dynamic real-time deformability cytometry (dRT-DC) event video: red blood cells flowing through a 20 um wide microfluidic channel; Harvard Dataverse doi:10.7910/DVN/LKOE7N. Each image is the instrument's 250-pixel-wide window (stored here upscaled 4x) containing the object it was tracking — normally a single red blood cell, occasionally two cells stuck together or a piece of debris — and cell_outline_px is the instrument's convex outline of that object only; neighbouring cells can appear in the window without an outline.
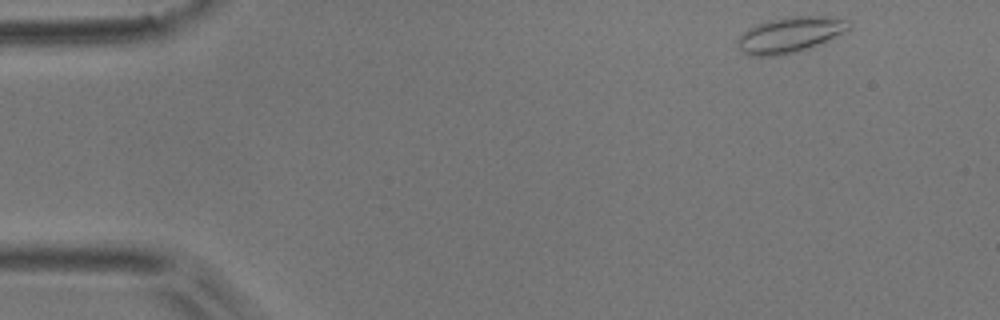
{"species": "common noctule bat (a hibernating species)", "species_latin": "Nyctalus noctula", "temperature_condition": "room temperature", "stored_images_in_passage": 4, "camera_frame_rate_fps": 3000, "um_per_image_px": 0.085, "animal": {"sex": "male", "body_mass_g": 17.9}, "frame": {"image": 1, "passage_image": 1, "time_ms": 0.0, "image_size_px": [1000, 320], "cell_outline_px": [[852, 28], [828, 40], [808, 48], [780, 56], [752, 56], [744, 52], [740, 48], [740, 36], [748, 28], [756, 24], [768, 20], [792, 16], [828, 16], [852, 20]], "centroid_in_image_um": [67.23, 2.93], "position_along_channel_um": 17.8, "area_um2": 23.0}}